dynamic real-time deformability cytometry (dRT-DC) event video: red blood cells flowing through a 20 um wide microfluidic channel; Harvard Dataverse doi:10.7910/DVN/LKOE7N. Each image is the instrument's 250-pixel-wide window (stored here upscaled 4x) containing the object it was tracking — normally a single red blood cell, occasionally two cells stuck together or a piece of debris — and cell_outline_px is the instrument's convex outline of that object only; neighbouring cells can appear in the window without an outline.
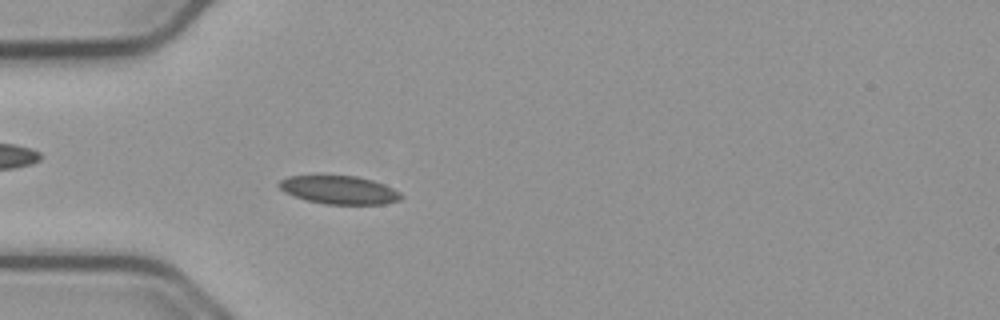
{"species": "common noctule bat (a hibernating species)", "species_latin": "Nyctalus noctula", "temperature_condition": "cold", "stored_images_in_passage": 46, "camera_frame_rate_fps": 3000, "um_per_image_px": 0.085, "animal": {"sex": "male", "body_mass_g": 23.1, "forearm_length_mm": 52.7}, "frame": {"image": 1, "passage_image": 7, "time_ms": 2.0, "image_size_px": [1000, 320], "cell_outline_px": [[404, 196], [400, 200], [384, 204], [324, 204], [304, 200], [284, 192], [276, 184], [280, 180], [288, 176], [320, 172], [356, 176], [372, 180], [384, 184], [400, 192]], "centroid_in_image_um": [28.75, 16.09], "position_along_channel_um": 56.2, "area_um2": 21.15}}
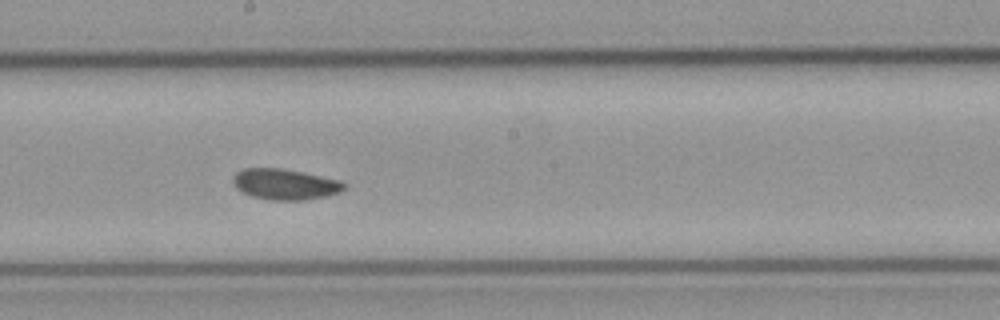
{"frame": {"image": 2, "passage_image": 21, "time_ms": 6.667, "image_size_px": [1000, 320], "cell_outline_px": [[348, 184], [340, 192], [324, 196], [304, 200], [272, 200], [252, 196], [236, 188], [232, 184], [232, 176], [236, 172], [244, 168], [280, 168], [304, 172], [340, 180]], "centroid_in_image_um": [24.21, 15.65], "position_along_channel_um": 224.0, "area_um2": 20.0}}
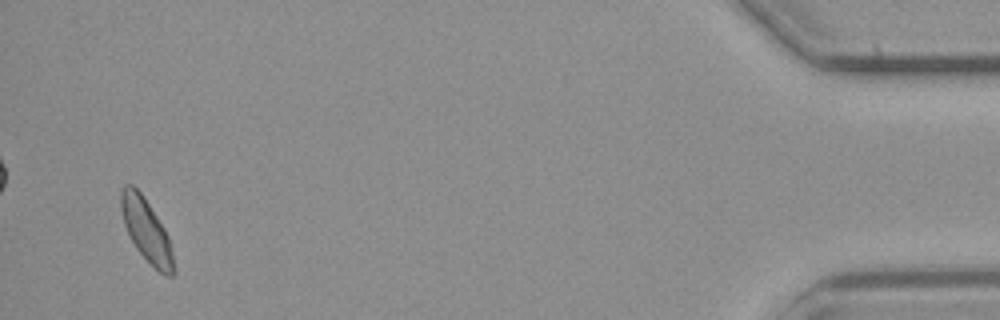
{"frame": {"image": 3, "passage_image": 44, "time_ms": 14.333, "image_size_px": [1000, 320], "cell_outline_px": [[176, 272], [172, 276], [164, 276], [136, 248], [124, 224], [120, 208], [120, 192], [124, 184], [132, 184], [140, 192], [164, 228], [168, 236], [176, 268]], "centroid_in_image_um": [12.45, 19.58], "position_along_channel_um": 422.8, "area_um2": 18.96}, "authors_computed_cell_mechanics": {"area_um2": 19.7098, "velocity_mm_per_s": 3.7116, "shape_relaxation_time_tau1_ms": null, "shape_relaxation_time_tau2_ms": 2.4428, "deformation_change_tau1": null, "deformation_change_tau2": 0.0661}}